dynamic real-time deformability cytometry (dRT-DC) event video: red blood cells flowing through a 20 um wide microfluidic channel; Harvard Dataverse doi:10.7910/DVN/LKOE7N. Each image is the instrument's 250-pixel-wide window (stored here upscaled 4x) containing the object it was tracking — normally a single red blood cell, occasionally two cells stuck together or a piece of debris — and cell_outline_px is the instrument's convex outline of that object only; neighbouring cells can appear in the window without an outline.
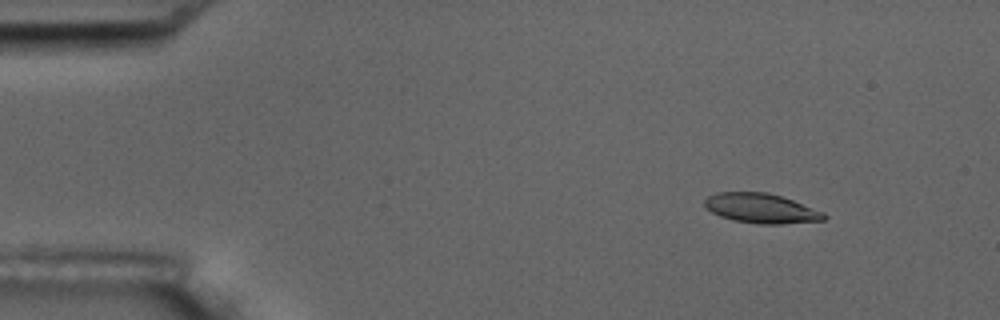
{"species": "common noctule bat (a hibernating species)", "species_latin": "Nyctalus noctula", "temperature_condition": "room temperature", "stored_images_in_passage": 7, "camera_frame_rate_fps": 3000, "um_per_image_px": 0.085, "animal": {"sex": "male", "body_mass_g": 17.5, "forearm_length_mm": 52.3}, "frame": {"image": 1, "passage_image": 2, "time_ms": 1.0, "image_size_px": [1000, 320], "cell_outline_px": [[828, 216], [824, 220], [780, 224], [760, 224], [732, 220], [720, 216], [712, 212], [704, 204], [704, 200], [708, 196], [716, 192], [768, 192], [792, 200], [824, 212]], "centroid_in_image_um": [64.69, 17.71], "position_along_channel_um": 20.3, "area_um2": 20.58}}